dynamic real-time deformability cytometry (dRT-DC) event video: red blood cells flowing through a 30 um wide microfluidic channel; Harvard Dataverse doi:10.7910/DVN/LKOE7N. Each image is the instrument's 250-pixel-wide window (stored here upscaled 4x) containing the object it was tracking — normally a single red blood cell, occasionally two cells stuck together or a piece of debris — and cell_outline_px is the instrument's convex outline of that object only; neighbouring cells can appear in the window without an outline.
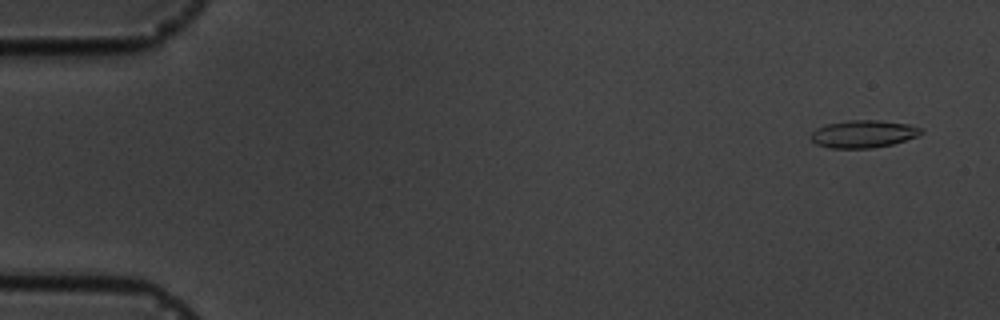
{"species": "common noctule bat (a hibernating species)", "species_latin": "Nyctalus noctula", "temperature_condition": "cold", "stored_images_in_passage": 5, "camera_frame_rate_fps": 3000, "um_per_image_px": 0.085, "animal": {"sex": "male", "body_mass_g": 19.5, "forearm_length_mm": 54.6}, "frame": {"image": 1, "passage_image": 1, "time_ms": 0.0, "image_size_px": [1000, 320], "cell_outline_px": [[924, 132], [920, 136], [892, 144], [872, 148], [832, 148], [816, 144], [808, 136], [816, 128], [824, 124], [848, 120], [880, 120], [908, 124], [920, 128]], "centroid_in_image_um": [73.37, 11.38], "position_along_channel_um": 11.6, "area_um2": 17.86}}